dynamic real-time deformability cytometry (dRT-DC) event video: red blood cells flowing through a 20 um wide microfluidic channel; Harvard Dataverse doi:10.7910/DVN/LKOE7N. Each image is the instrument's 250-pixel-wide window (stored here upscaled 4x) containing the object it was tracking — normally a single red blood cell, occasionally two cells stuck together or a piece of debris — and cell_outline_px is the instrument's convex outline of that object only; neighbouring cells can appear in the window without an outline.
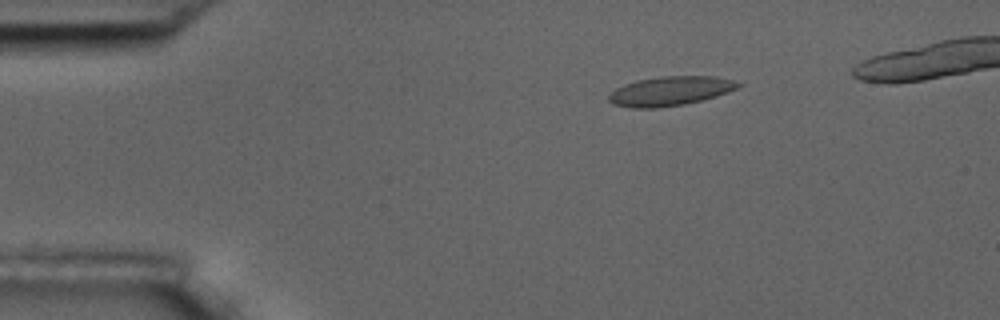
{"species": "common noctule bat (a hibernating species)", "species_latin": "Nyctalus noctula", "temperature_condition": "room temperature", "stored_images_in_passage": 6, "camera_frame_rate_fps": 3000, "um_per_image_px": 0.085, "animal": {"sex": "male", "body_mass_g": 17.5, "forearm_length_mm": 52.3}, "frame": {"image": 1, "passage_image": 3, "time_ms": 2.333, "image_size_px": [1000, 320], "cell_outline_px": [[744, 84], [728, 92], [716, 96], [684, 104], [656, 108], [632, 108], [612, 104], [608, 100], [608, 96], [616, 88], [624, 84], [636, 80], [660, 76], [716, 76], [732, 80]], "centroid_in_image_um": [56.94, 7.73], "position_along_channel_um": 28.1, "area_um2": 22.08}}